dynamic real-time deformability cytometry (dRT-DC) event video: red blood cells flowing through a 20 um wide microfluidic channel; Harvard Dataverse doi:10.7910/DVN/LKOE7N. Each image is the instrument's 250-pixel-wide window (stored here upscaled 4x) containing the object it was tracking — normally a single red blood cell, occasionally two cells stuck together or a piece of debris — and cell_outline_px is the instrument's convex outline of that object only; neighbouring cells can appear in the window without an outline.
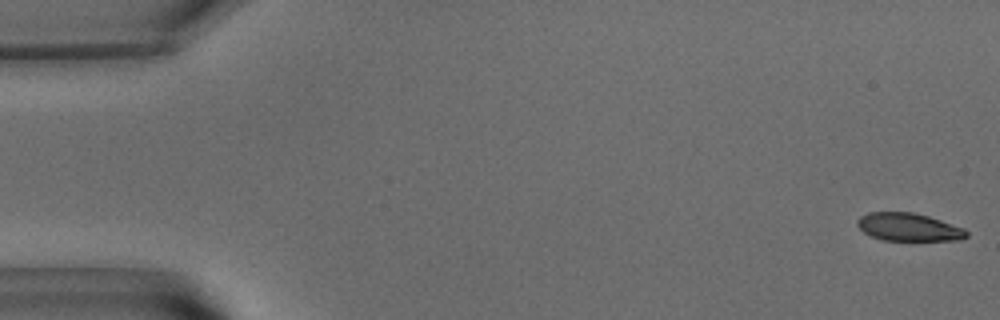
{"species": "common noctule bat (a hibernating species)", "species_latin": "Nyctalus noctula", "temperature_condition": "warm", "stored_images_in_passage": 9, "camera_frame_rate_fps": 3000, "um_per_image_px": 0.085, "animal": {"sex": "male", "body_mass_g": 15.6}, "frame": {"image": 1, "passage_image": 1, "time_ms": 0.0, "image_size_px": [1000, 320], "cell_outline_px": [[968, 236], [960, 240], [884, 240], [872, 236], [864, 232], [856, 224], [856, 220], [860, 216], [868, 212], [912, 212], [928, 216], [964, 228], [968, 232]], "centroid_in_image_um": [77.22, 19.3], "position_along_channel_um": 7.8, "area_um2": 17.69}}